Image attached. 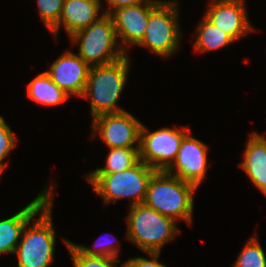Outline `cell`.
Masks as SVG:
<instances>
[{
	"mask_svg": "<svg viewBox=\"0 0 266 267\" xmlns=\"http://www.w3.org/2000/svg\"><path fill=\"white\" fill-rule=\"evenodd\" d=\"M197 186L166 171H156L148 185L144 204L175 221L192 223Z\"/></svg>",
	"mask_w": 266,
	"mask_h": 267,
	"instance_id": "1",
	"label": "cell"
},
{
	"mask_svg": "<svg viewBox=\"0 0 266 267\" xmlns=\"http://www.w3.org/2000/svg\"><path fill=\"white\" fill-rule=\"evenodd\" d=\"M129 61L127 54L113 63L91 66L82 97L90 99L92 119L124 111L117 103L126 85Z\"/></svg>",
	"mask_w": 266,
	"mask_h": 267,
	"instance_id": "2",
	"label": "cell"
},
{
	"mask_svg": "<svg viewBox=\"0 0 266 267\" xmlns=\"http://www.w3.org/2000/svg\"><path fill=\"white\" fill-rule=\"evenodd\" d=\"M156 172L153 168L139 160L127 170L116 173H89L86 176L93 186V191L102 197L103 203L127 198L131 205L144 202L149 181Z\"/></svg>",
	"mask_w": 266,
	"mask_h": 267,
	"instance_id": "3",
	"label": "cell"
},
{
	"mask_svg": "<svg viewBox=\"0 0 266 267\" xmlns=\"http://www.w3.org/2000/svg\"><path fill=\"white\" fill-rule=\"evenodd\" d=\"M177 222L144 203L130 206L126 217L127 237L143 252H161L178 234Z\"/></svg>",
	"mask_w": 266,
	"mask_h": 267,
	"instance_id": "4",
	"label": "cell"
},
{
	"mask_svg": "<svg viewBox=\"0 0 266 267\" xmlns=\"http://www.w3.org/2000/svg\"><path fill=\"white\" fill-rule=\"evenodd\" d=\"M52 200L39 210V217L32 227L28 224L33 218L25 225L23 236L14 252L18 257V267H49L54 262L56 238L52 222Z\"/></svg>",
	"mask_w": 266,
	"mask_h": 267,
	"instance_id": "5",
	"label": "cell"
},
{
	"mask_svg": "<svg viewBox=\"0 0 266 267\" xmlns=\"http://www.w3.org/2000/svg\"><path fill=\"white\" fill-rule=\"evenodd\" d=\"M70 40L79 45L78 56L90 66L113 63L127 55L117 41L114 21L107 14L76 32Z\"/></svg>",
	"mask_w": 266,
	"mask_h": 267,
	"instance_id": "6",
	"label": "cell"
},
{
	"mask_svg": "<svg viewBox=\"0 0 266 267\" xmlns=\"http://www.w3.org/2000/svg\"><path fill=\"white\" fill-rule=\"evenodd\" d=\"M178 1H161L149 14L144 38L138 44L154 54L167 58L179 49L181 33L179 28Z\"/></svg>",
	"mask_w": 266,
	"mask_h": 267,
	"instance_id": "7",
	"label": "cell"
},
{
	"mask_svg": "<svg viewBox=\"0 0 266 267\" xmlns=\"http://www.w3.org/2000/svg\"><path fill=\"white\" fill-rule=\"evenodd\" d=\"M188 132L190 129L184 126L181 129L163 127L150 132L142 124L139 160L156 171H166L176 159L181 142Z\"/></svg>",
	"mask_w": 266,
	"mask_h": 267,
	"instance_id": "8",
	"label": "cell"
},
{
	"mask_svg": "<svg viewBox=\"0 0 266 267\" xmlns=\"http://www.w3.org/2000/svg\"><path fill=\"white\" fill-rule=\"evenodd\" d=\"M92 122V137L99 133L100 139L108 148L140 147L142 123L129 112L124 110L118 113L102 114L93 118Z\"/></svg>",
	"mask_w": 266,
	"mask_h": 267,
	"instance_id": "9",
	"label": "cell"
},
{
	"mask_svg": "<svg viewBox=\"0 0 266 267\" xmlns=\"http://www.w3.org/2000/svg\"><path fill=\"white\" fill-rule=\"evenodd\" d=\"M189 134L191 131L184 136L176 159L166 172L198 187L207 173L209 148Z\"/></svg>",
	"mask_w": 266,
	"mask_h": 267,
	"instance_id": "10",
	"label": "cell"
},
{
	"mask_svg": "<svg viewBox=\"0 0 266 267\" xmlns=\"http://www.w3.org/2000/svg\"><path fill=\"white\" fill-rule=\"evenodd\" d=\"M160 0H149L133 6H124L114 10L110 16L114 21L117 38L121 48L128 54V46L138 45L144 38L150 12Z\"/></svg>",
	"mask_w": 266,
	"mask_h": 267,
	"instance_id": "11",
	"label": "cell"
},
{
	"mask_svg": "<svg viewBox=\"0 0 266 267\" xmlns=\"http://www.w3.org/2000/svg\"><path fill=\"white\" fill-rule=\"evenodd\" d=\"M204 16L234 41L254 30L243 0H211Z\"/></svg>",
	"mask_w": 266,
	"mask_h": 267,
	"instance_id": "12",
	"label": "cell"
},
{
	"mask_svg": "<svg viewBox=\"0 0 266 267\" xmlns=\"http://www.w3.org/2000/svg\"><path fill=\"white\" fill-rule=\"evenodd\" d=\"M90 68L91 66L84 62L78 54L67 50L45 72L69 96L82 97Z\"/></svg>",
	"mask_w": 266,
	"mask_h": 267,
	"instance_id": "13",
	"label": "cell"
},
{
	"mask_svg": "<svg viewBox=\"0 0 266 267\" xmlns=\"http://www.w3.org/2000/svg\"><path fill=\"white\" fill-rule=\"evenodd\" d=\"M53 191V187L49 185V188H44L30 204L0 221V254H14L25 225L38 216L39 210L53 198Z\"/></svg>",
	"mask_w": 266,
	"mask_h": 267,
	"instance_id": "14",
	"label": "cell"
},
{
	"mask_svg": "<svg viewBox=\"0 0 266 267\" xmlns=\"http://www.w3.org/2000/svg\"><path fill=\"white\" fill-rule=\"evenodd\" d=\"M101 0H64L63 10L59 22L50 30L57 38L60 27H64L68 36L88 28L92 23L97 22L103 15L99 14ZM100 15V16H99Z\"/></svg>",
	"mask_w": 266,
	"mask_h": 267,
	"instance_id": "15",
	"label": "cell"
},
{
	"mask_svg": "<svg viewBox=\"0 0 266 267\" xmlns=\"http://www.w3.org/2000/svg\"><path fill=\"white\" fill-rule=\"evenodd\" d=\"M252 183L266 196V138L252 132L244 150V160L239 164Z\"/></svg>",
	"mask_w": 266,
	"mask_h": 267,
	"instance_id": "16",
	"label": "cell"
},
{
	"mask_svg": "<svg viewBox=\"0 0 266 267\" xmlns=\"http://www.w3.org/2000/svg\"><path fill=\"white\" fill-rule=\"evenodd\" d=\"M27 96L36 103L46 106L62 104L70 97L45 71L28 83Z\"/></svg>",
	"mask_w": 266,
	"mask_h": 267,
	"instance_id": "17",
	"label": "cell"
},
{
	"mask_svg": "<svg viewBox=\"0 0 266 267\" xmlns=\"http://www.w3.org/2000/svg\"><path fill=\"white\" fill-rule=\"evenodd\" d=\"M196 33L197 36L195 37L196 41L193 44V48L200 53L222 49L234 42L227 33L215 26L205 16L197 26Z\"/></svg>",
	"mask_w": 266,
	"mask_h": 267,
	"instance_id": "18",
	"label": "cell"
},
{
	"mask_svg": "<svg viewBox=\"0 0 266 267\" xmlns=\"http://www.w3.org/2000/svg\"><path fill=\"white\" fill-rule=\"evenodd\" d=\"M106 165L90 173H116L127 170L139 161V148H109Z\"/></svg>",
	"mask_w": 266,
	"mask_h": 267,
	"instance_id": "19",
	"label": "cell"
},
{
	"mask_svg": "<svg viewBox=\"0 0 266 267\" xmlns=\"http://www.w3.org/2000/svg\"><path fill=\"white\" fill-rule=\"evenodd\" d=\"M233 267H266V255L254 234L235 260Z\"/></svg>",
	"mask_w": 266,
	"mask_h": 267,
	"instance_id": "20",
	"label": "cell"
},
{
	"mask_svg": "<svg viewBox=\"0 0 266 267\" xmlns=\"http://www.w3.org/2000/svg\"><path fill=\"white\" fill-rule=\"evenodd\" d=\"M69 252L71 253L74 267H117L121 263L120 259L109 258V257H94L86 256L82 254L71 241L64 239ZM125 266V262L121 263Z\"/></svg>",
	"mask_w": 266,
	"mask_h": 267,
	"instance_id": "21",
	"label": "cell"
},
{
	"mask_svg": "<svg viewBox=\"0 0 266 267\" xmlns=\"http://www.w3.org/2000/svg\"><path fill=\"white\" fill-rule=\"evenodd\" d=\"M40 18L48 30H51L60 20L64 0H37Z\"/></svg>",
	"mask_w": 266,
	"mask_h": 267,
	"instance_id": "22",
	"label": "cell"
},
{
	"mask_svg": "<svg viewBox=\"0 0 266 267\" xmlns=\"http://www.w3.org/2000/svg\"><path fill=\"white\" fill-rule=\"evenodd\" d=\"M106 242H97L94 244L93 248L86 247L85 245H79L76 243L72 244L84 255L86 256H94V257H109V258H115L119 256L118 253L119 247L116 248V245H114V242L110 241V239H106ZM115 241H118L115 239Z\"/></svg>",
	"mask_w": 266,
	"mask_h": 267,
	"instance_id": "23",
	"label": "cell"
},
{
	"mask_svg": "<svg viewBox=\"0 0 266 267\" xmlns=\"http://www.w3.org/2000/svg\"><path fill=\"white\" fill-rule=\"evenodd\" d=\"M15 138L11 128L6 124L4 118L0 116V168L3 170H5L4 168L7 165L3 161L15 147Z\"/></svg>",
	"mask_w": 266,
	"mask_h": 267,
	"instance_id": "24",
	"label": "cell"
},
{
	"mask_svg": "<svg viewBox=\"0 0 266 267\" xmlns=\"http://www.w3.org/2000/svg\"><path fill=\"white\" fill-rule=\"evenodd\" d=\"M151 259L144 257L130 258L125 261V267H167L158 261L161 252H145Z\"/></svg>",
	"mask_w": 266,
	"mask_h": 267,
	"instance_id": "25",
	"label": "cell"
},
{
	"mask_svg": "<svg viewBox=\"0 0 266 267\" xmlns=\"http://www.w3.org/2000/svg\"><path fill=\"white\" fill-rule=\"evenodd\" d=\"M108 9L104 11L105 14L110 15L114 10L124 6H133L140 3H146L149 0H106Z\"/></svg>",
	"mask_w": 266,
	"mask_h": 267,
	"instance_id": "26",
	"label": "cell"
},
{
	"mask_svg": "<svg viewBox=\"0 0 266 267\" xmlns=\"http://www.w3.org/2000/svg\"><path fill=\"white\" fill-rule=\"evenodd\" d=\"M3 171H4V170L0 168V177H1V174L3 173Z\"/></svg>",
	"mask_w": 266,
	"mask_h": 267,
	"instance_id": "27",
	"label": "cell"
}]
</instances>
